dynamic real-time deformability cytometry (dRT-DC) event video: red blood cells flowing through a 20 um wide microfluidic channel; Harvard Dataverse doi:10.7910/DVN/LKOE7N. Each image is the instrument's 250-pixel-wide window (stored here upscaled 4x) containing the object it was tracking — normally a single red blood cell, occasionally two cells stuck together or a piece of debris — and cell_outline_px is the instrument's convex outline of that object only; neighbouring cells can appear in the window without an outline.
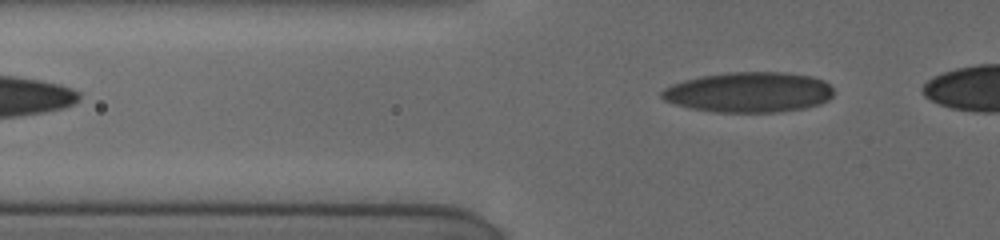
{"species": "human", "species_latin": "Homo sapiens", "temperature_condition": "cold", "stored_images_in_passage": 4, "camera_frame_rate_fps": 3000, "um_per_image_px": 0.085, "donor": {"sex": "female"}, "frame": {"image": 1, "passage_image": 4, "time_ms": 3.0, "image_size_px": [1000, 240], "cell_outline_px": [[832, 96], [828, 100], [820, 104], [804, 108], [776, 112], [716, 112], [692, 108], [676, 104], [664, 100], [660, 96], [660, 92], [664, 88], [672, 84], [684, 80], [700, 76], [728, 72], [784, 72], [812, 76], [824, 80], [832, 88]], "centroid_in_image_um": [63.65, 7.83], "position_along_channel_um": 62.1, "area_um2": 40.4}}